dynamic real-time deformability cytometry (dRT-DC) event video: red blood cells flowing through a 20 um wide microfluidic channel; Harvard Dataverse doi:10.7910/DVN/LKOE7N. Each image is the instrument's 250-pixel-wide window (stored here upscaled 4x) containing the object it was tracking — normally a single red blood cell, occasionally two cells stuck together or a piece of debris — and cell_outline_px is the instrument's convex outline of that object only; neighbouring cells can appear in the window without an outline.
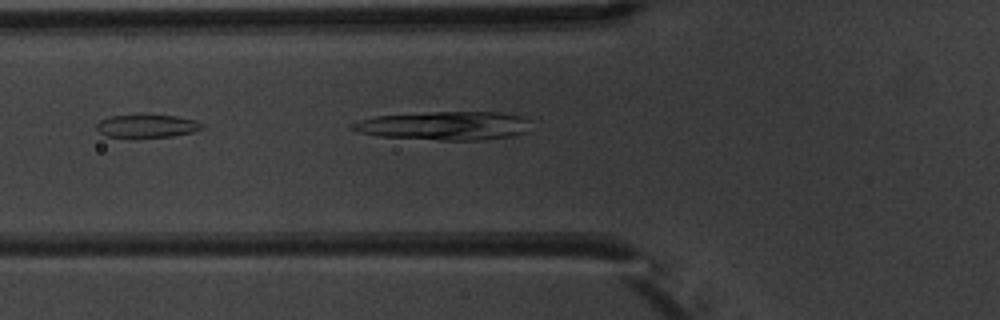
{"species": "common noctule bat (a hibernating species)", "species_latin": "Nyctalus noctula", "temperature_condition": "warm", "stored_images_in_passage": 3, "camera_frame_rate_fps": 3000, "um_per_image_px": 0.085, "animal": {"sex": "male", "body_mass_g": 20.1, "forearm_length_mm": 53.5}, "frame": {"image": 1, "passage_image": 3, "time_ms": 3.333, "image_size_px": [1000, 320], "cell_outline_px": [[528, 132], [512, 136], [484, 140], [440, 140], [380, 136], [360, 132], [348, 128], [348, 124], [360, 120], [376, 116], [432, 112], [500, 112], [520, 116], [528, 120]], "centroid_in_image_um": [37.77, 10.69], "position_along_channel_um": 88.0, "area_um2": 29.71}}